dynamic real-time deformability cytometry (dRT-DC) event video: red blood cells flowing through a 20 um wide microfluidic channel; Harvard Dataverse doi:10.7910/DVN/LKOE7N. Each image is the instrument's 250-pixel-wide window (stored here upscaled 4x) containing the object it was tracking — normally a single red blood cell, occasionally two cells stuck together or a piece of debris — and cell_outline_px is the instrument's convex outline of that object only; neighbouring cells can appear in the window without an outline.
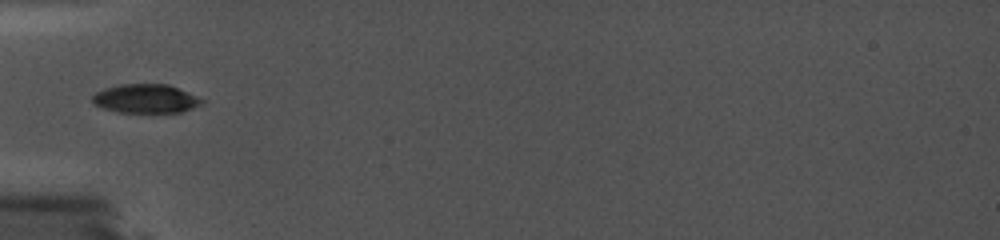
{"species": "common noctule bat (a hibernating species)", "species_latin": "Nyctalus noctula", "temperature_condition": "cold", "stored_images_in_passage": 18, "camera_frame_rate_fps": 5000, "um_per_image_px": 0.085, "animal": {"sex": "female", "body_mass_g": 19.0, "forearm_length_mm": 56.7}, "frame": {"image": 1, "passage_image": 1, "time_ms": 0.0, "image_size_px": [1000, 240], "cell_outline_px": [[204, 100], [200, 104], [192, 108], [180, 112], [120, 112], [104, 108], [92, 104], [92, 96], [96, 92], [104, 88], [120, 84], [168, 84]], "centroid_in_image_um": [12.33, 8.38], "position_along_channel_um": 72.7, "area_um2": 18.15}}
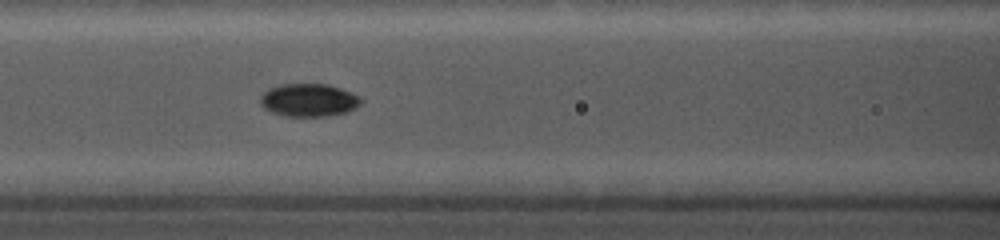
{"frame": {"image": 2, "passage_image": 10, "time_ms": 1.8, "image_size_px": [1000, 240], "cell_outline_px": [[364, 100], [356, 108], [348, 112], [328, 116], [284, 116], [272, 112], [264, 108], [260, 104], [260, 96], [268, 88], [280, 84], [328, 84], [340, 88], [360, 96]], "centroid_in_image_um": [26.26, 8.51], "position_along_channel_um": 140.3, "area_um2": 19.54}}
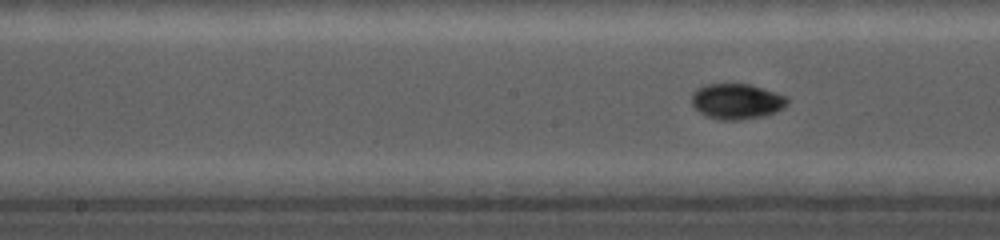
{"frame": {"image": 3, "passage_image": 16, "time_ms": 3.0, "image_size_px": [1000, 240], "cell_outline_px": [[788, 104], [784, 108], [776, 112], [764, 116], [740, 120], [716, 120], [700, 112], [692, 104], [692, 92], [696, 88], [704, 84], [748, 84], [776, 92], [788, 96]], "centroid_in_image_um": [62.64, 8.62], "position_along_channel_um": 185.6, "area_um2": 20.0}}